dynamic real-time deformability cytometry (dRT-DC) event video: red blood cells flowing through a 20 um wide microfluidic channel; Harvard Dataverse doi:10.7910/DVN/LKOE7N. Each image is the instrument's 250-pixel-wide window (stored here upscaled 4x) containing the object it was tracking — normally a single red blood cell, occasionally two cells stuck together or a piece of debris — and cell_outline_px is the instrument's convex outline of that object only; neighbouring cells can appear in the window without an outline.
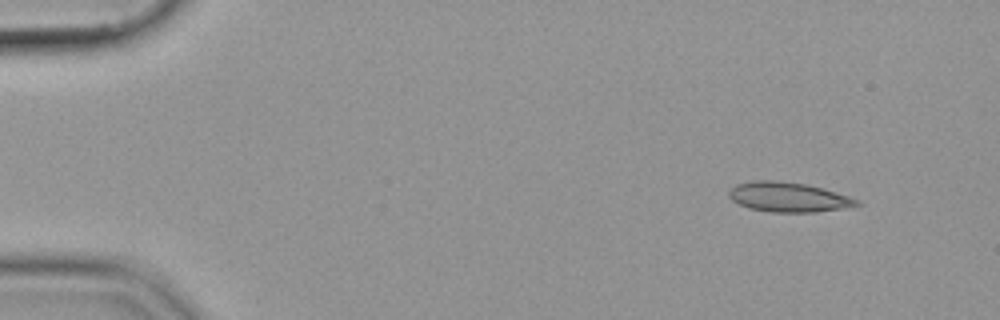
{"species": "common noctule bat (a hibernating species)", "species_latin": "Nyctalus noctula", "temperature_condition": "cold", "stored_images_in_passage": 53, "camera_frame_rate_fps": 3000, "um_per_image_px": 0.085, "animal": {"sex": "female", "body_mass_g": 19.9}, "frame": {"image": 1, "passage_image": 4, "time_ms": 1.0, "image_size_px": [1000, 320], "cell_outline_px": [[864, 204], [816, 212], [768, 212], [748, 208], [732, 200], [728, 196], [728, 192], [736, 184], [752, 180], [776, 180], [804, 184], [820, 188], [848, 196], [860, 200]], "centroid_in_image_um": [66.97, 16.75], "position_along_channel_um": 18.0, "area_um2": 22.02}}
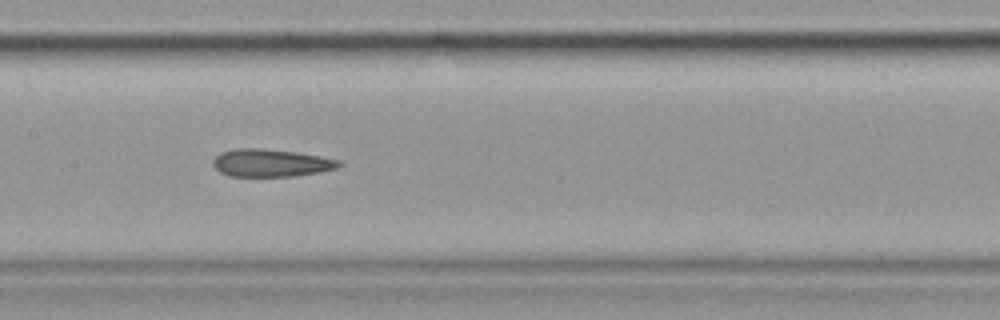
{"frame": {"image": 2, "passage_image": 26, "time_ms": 8.333, "image_size_px": [1000, 320], "cell_outline_px": [[344, 164], [336, 168], [320, 172], [292, 176], [228, 176], [220, 172], [212, 164], [212, 160], [220, 152], [236, 148], [260, 148], [296, 152], [320, 156], [340, 160]], "centroid_in_image_um": [23.02, 13.84], "position_along_channel_um": 184.4, "area_um2": 20.35}}
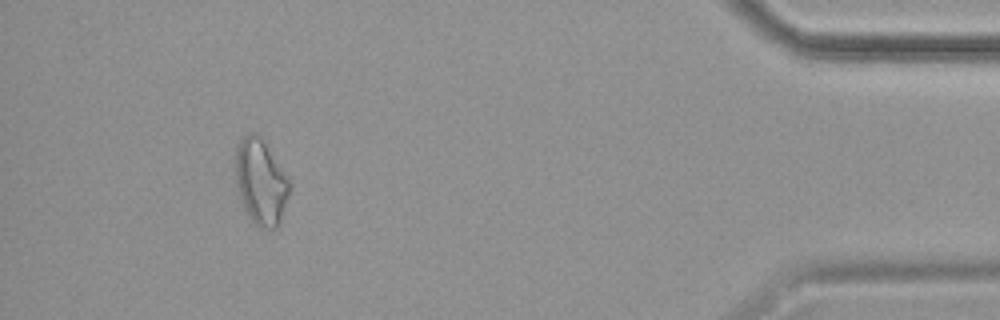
{"frame": {"image": 3, "passage_image": 49, "time_ms": 16.0, "image_size_px": [1000, 320], "cell_outline_px": [[288, 196], [280, 220], [276, 228], [260, 228], [248, 216], [244, 208], [236, 184], [236, 144], [248, 132], [252, 132], [260, 136], [264, 140], [288, 180]], "centroid_in_image_um": [22.13, 15.44], "position_along_channel_um": 413.1, "area_um2": 26.3}}